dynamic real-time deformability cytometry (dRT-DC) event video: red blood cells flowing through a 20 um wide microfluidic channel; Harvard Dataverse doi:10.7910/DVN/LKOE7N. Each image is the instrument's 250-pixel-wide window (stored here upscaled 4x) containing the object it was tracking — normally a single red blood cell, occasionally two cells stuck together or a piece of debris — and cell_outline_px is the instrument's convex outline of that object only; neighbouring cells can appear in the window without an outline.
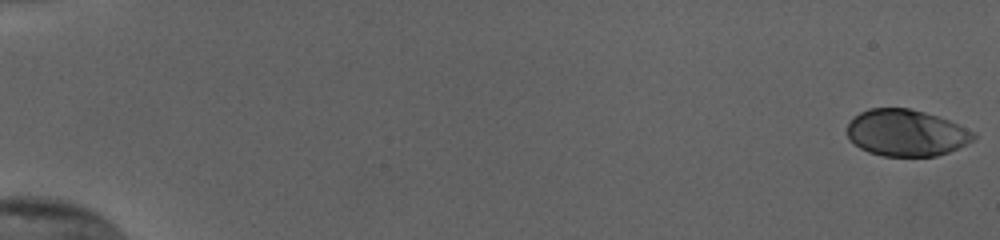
{"species": "human", "species_latin": "Homo sapiens", "temperature_condition": "cold", "stored_images_in_passage": 55, "camera_frame_rate_fps": 3000, "um_per_image_px": 0.085, "donor": {"sex": "female"}, "frame": {"image": 1, "passage_image": 1, "time_ms": 0.0, "image_size_px": [1000, 240], "cell_outline_px": [[976, 136], [972, 140], [948, 152], [936, 156], [884, 156], [868, 152], [860, 148], [848, 140], [848, 124], [860, 112], [868, 108], [908, 108], [924, 112], [948, 120], [976, 132]], "centroid_in_image_um": [77.0, 11.29], "position_along_channel_um": 8.0, "area_um2": 34.1}}
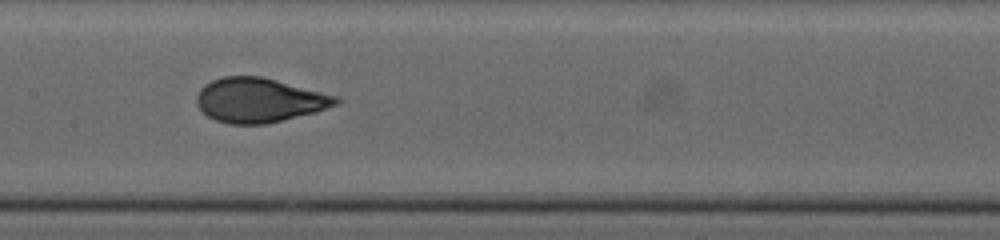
{"frame": {"image": 2, "passage_image": 30, "time_ms": 9.667, "image_size_px": [1000, 240], "cell_outline_px": [[340, 104], [316, 112], [264, 124], [228, 124], [216, 120], [208, 116], [196, 104], [196, 96], [200, 88], [204, 84], [212, 80], [224, 76], [260, 76], [340, 96]], "centroid_in_image_um": [22.05, 8.51], "position_along_channel_um": 185.3, "area_um2": 36.13}}
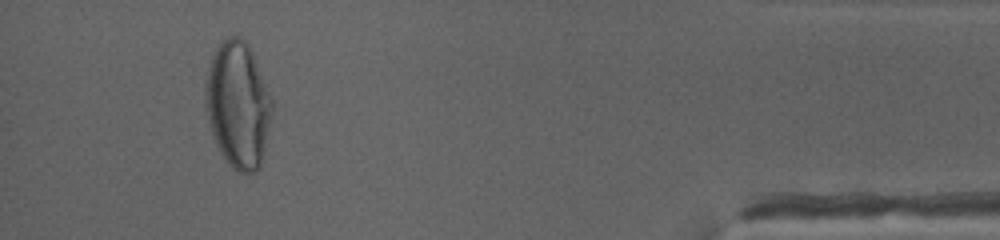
{"frame": {"image": 3, "passage_image": 52, "time_ms": 17.0, "image_size_px": [1000, 240], "cell_outline_px": [[276, 100], [264, 152], [260, 168], [256, 172], [248, 176], [236, 172], [224, 160], [212, 136], [204, 108], [204, 80], [208, 64], [216, 48], [228, 36], [236, 36], [244, 40], [248, 44]], "centroid_in_image_um": [20.25, 8.95], "position_along_channel_um": 415.0, "area_um2": 50.86}, "authors_computed_cell_mechanics": {"area_um2": 35.547, "velocity_mm_per_s": 3.8236, "shape_relaxation_time_tau1_ms": 4.9139, "shape_relaxation_time_tau2_ms": null, "deformation_change_tau1": 0.2155, "deformation_change_tau2": null}}